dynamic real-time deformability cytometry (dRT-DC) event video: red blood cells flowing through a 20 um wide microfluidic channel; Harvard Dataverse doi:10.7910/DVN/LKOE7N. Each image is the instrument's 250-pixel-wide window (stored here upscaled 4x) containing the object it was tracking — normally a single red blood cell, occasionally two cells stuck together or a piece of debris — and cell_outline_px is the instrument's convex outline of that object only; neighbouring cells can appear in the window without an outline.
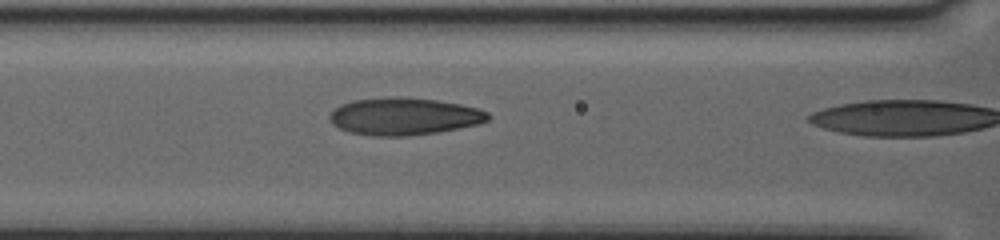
{"species": "human", "species_latin": "Homo sapiens", "temperature_condition": "warm", "stored_images_in_passage": 32, "segment_of_instrument_passage": [2, 2], "camera_frame_rate_fps": 3000, "um_per_image_px": 0.085, "donor": {"sex": "female"}, "frame": {"image": 1, "passage_image": 31, "time_ms": 10.0, "image_size_px": [1000, 240], "cell_outline_px": [[488, 120], [476, 124], [436, 132], [408, 136], [372, 136], [348, 132], [332, 124], [328, 116], [340, 104], [356, 100], [396, 96], [400, 96], [436, 100], [460, 104], [476, 108], [488, 112]], "centroid_in_image_um": [34.3, 9.89], "position_along_channel_um": 132.3, "area_um2": 34.16}}